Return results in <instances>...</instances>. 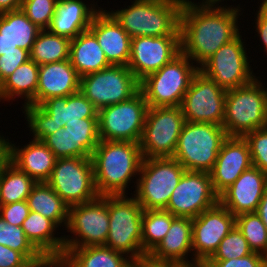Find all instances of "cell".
Returning <instances> with one entry per match:
<instances>
[{
  "label": "cell",
  "instance_id": "6da1fadb",
  "mask_svg": "<svg viewBox=\"0 0 267 267\" xmlns=\"http://www.w3.org/2000/svg\"><path fill=\"white\" fill-rule=\"evenodd\" d=\"M221 5L219 2L193 1L182 6L181 53L188 56L198 68L222 45L241 33L238 19L241 20L239 16H243L242 7L239 4L236 7Z\"/></svg>",
  "mask_w": 267,
  "mask_h": 267
},
{
  "label": "cell",
  "instance_id": "7a4b0ae2",
  "mask_svg": "<svg viewBox=\"0 0 267 267\" xmlns=\"http://www.w3.org/2000/svg\"><path fill=\"white\" fill-rule=\"evenodd\" d=\"M91 159L99 196L128 195L131 181L137 184L143 161L139 143L100 140Z\"/></svg>",
  "mask_w": 267,
  "mask_h": 267
},
{
  "label": "cell",
  "instance_id": "3957f363",
  "mask_svg": "<svg viewBox=\"0 0 267 267\" xmlns=\"http://www.w3.org/2000/svg\"><path fill=\"white\" fill-rule=\"evenodd\" d=\"M130 5L107 12L131 38L180 36L181 3L173 0H134Z\"/></svg>",
  "mask_w": 267,
  "mask_h": 267
},
{
  "label": "cell",
  "instance_id": "277c9868",
  "mask_svg": "<svg viewBox=\"0 0 267 267\" xmlns=\"http://www.w3.org/2000/svg\"><path fill=\"white\" fill-rule=\"evenodd\" d=\"M21 108L33 140L38 141H43L66 124L83 122V118H98V109L80 91L67 97L49 98L40 105Z\"/></svg>",
  "mask_w": 267,
  "mask_h": 267
},
{
  "label": "cell",
  "instance_id": "5b68a950",
  "mask_svg": "<svg viewBox=\"0 0 267 267\" xmlns=\"http://www.w3.org/2000/svg\"><path fill=\"white\" fill-rule=\"evenodd\" d=\"M260 76L247 85L227 90L222 127L227 136L243 137L267 127V87Z\"/></svg>",
  "mask_w": 267,
  "mask_h": 267
},
{
  "label": "cell",
  "instance_id": "8992f818",
  "mask_svg": "<svg viewBox=\"0 0 267 267\" xmlns=\"http://www.w3.org/2000/svg\"><path fill=\"white\" fill-rule=\"evenodd\" d=\"M220 125L185 121L172 158L186 171L210 172L227 138Z\"/></svg>",
  "mask_w": 267,
  "mask_h": 267
},
{
  "label": "cell",
  "instance_id": "52a82bcc",
  "mask_svg": "<svg viewBox=\"0 0 267 267\" xmlns=\"http://www.w3.org/2000/svg\"><path fill=\"white\" fill-rule=\"evenodd\" d=\"M199 68L186 55L180 53L160 70L140 81L139 89L148 107L181 106Z\"/></svg>",
  "mask_w": 267,
  "mask_h": 267
},
{
  "label": "cell",
  "instance_id": "ba28073f",
  "mask_svg": "<svg viewBox=\"0 0 267 267\" xmlns=\"http://www.w3.org/2000/svg\"><path fill=\"white\" fill-rule=\"evenodd\" d=\"M143 211L133 195H109V233L105 246L132 260L145 257L141 244Z\"/></svg>",
  "mask_w": 267,
  "mask_h": 267
},
{
  "label": "cell",
  "instance_id": "9c48e42d",
  "mask_svg": "<svg viewBox=\"0 0 267 267\" xmlns=\"http://www.w3.org/2000/svg\"><path fill=\"white\" fill-rule=\"evenodd\" d=\"M186 169L174 158H143L133 196L143 210L165 209Z\"/></svg>",
  "mask_w": 267,
  "mask_h": 267
},
{
  "label": "cell",
  "instance_id": "30bf717a",
  "mask_svg": "<svg viewBox=\"0 0 267 267\" xmlns=\"http://www.w3.org/2000/svg\"><path fill=\"white\" fill-rule=\"evenodd\" d=\"M64 249L105 245L109 233V195L69 207Z\"/></svg>",
  "mask_w": 267,
  "mask_h": 267
},
{
  "label": "cell",
  "instance_id": "8fae6325",
  "mask_svg": "<svg viewBox=\"0 0 267 267\" xmlns=\"http://www.w3.org/2000/svg\"><path fill=\"white\" fill-rule=\"evenodd\" d=\"M46 183L69 207L91 202L99 197L90 157L57 158Z\"/></svg>",
  "mask_w": 267,
  "mask_h": 267
},
{
  "label": "cell",
  "instance_id": "7c38bea8",
  "mask_svg": "<svg viewBox=\"0 0 267 267\" xmlns=\"http://www.w3.org/2000/svg\"><path fill=\"white\" fill-rule=\"evenodd\" d=\"M184 123L181 106L148 107L139 143L143 158L173 157Z\"/></svg>",
  "mask_w": 267,
  "mask_h": 267
},
{
  "label": "cell",
  "instance_id": "4fadbf2b",
  "mask_svg": "<svg viewBox=\"0 0 267 267\" xmlns=\"http://www.w3.org/2000/svg\"><path fill=\"white\" fill-rule=\"evenodd\" d=\"M148 104L139 90L126 101L98 110L100 140L140 143Z\"/></svg>",
  "mask_w": 267,
  "mask_h": 267
},
{
  "label": "cell",
  "instance_id": "5bb4252c",
  "mask_svg": "<svg viewBox=\"0 0 267 267\" xmlns=\"http://www.w3.org/2000/svg\"><path fill=\"white\" fill-rule=\"evenodd\" d=\"M245 45V38L243 41L240 33L222 45L199 70L226 91L249 84L257 76L250 65L252 59L247 56Z\"/></svg>",
  "mask_w": 267,
  "mask_h": 267
},
{
  "label": "cell",
  "instance_id": "9a60e30c",
  "mask_svg": "<svg viewBox=\"0 0 267 267\" xmlns=\"http://www.w3.org/2000/svg\"><path fill=\"white\" fill-rule=\"evenodd\" d=\"M139 86L128 66L110 65L81 77L79 91L99 110L130 99Z\"/></svg>",
  "mask_w": 267,
  "mask_h": 267
},
{
  "label": "cell",
  "instance_id": "2e32d148",
  "mask_svg": "<svg viewBox=\"0 0 267 267\" xmlns=\"http://www.w3.org/2000/svg\"><path fill=\"white\" fill-rule=\"evenodd\" d=\"M226 93V90L198 70L181 103L185 121L222 126Z\"/></svg>",
  "mask_w": 267,
  "mask_h": 267
},
{
  "label": "cell",
  "instance_id": "e0dca14e",
  "mask_svg": "<svg viewBox=\"0 0 267 267\" xmlns=\"http://www.w3.org/2000/svg\"><path fill=\"white\" fill-rule=\"evenodd\" d=\"M218 203L219 195L208 172L185 171L164 210L175 217L193 219Z\"/></svg>",
  "mask_w": 267,
  "mask_h": 267
},
{
  "label": "cell",
  "instance_id": "ac0fdd59",
  "mask_svg": "<svg viewBox=\"0 0 267 267\" xmlns=\"http://www.w3.org/2000/svg\"><path fill=\"white\" fill-rule=\"evenodd\" d=\"M236 225V216L220 203L192 219V253L202 266Z\"/></svg>",
  "mask_w": 267,
  "mask_h": 267
},
{
  "label": "cell",
  "instance_id": "d6986e66",
  "mask_svg": "<svg viewBox=\"0 0 267 267\" xmlns=\"http://www.w3.org/2000/svg\"><path fill=\"white\" fill-rule=\"evenodd\" d=\"M181 53L180 36L131 38L128 68L140 82Z\"/></svg>",
  "mask_w": 267,
  "mask_h": 267
},
{
  "label": "cell",
  "instance_id": "ffe728a7",
  "mask_svg": "<svg viewBox=\"0 0 267 267\" xmlns=\"http://www.w3.org/2000/svg\"><path fill=\"white\" fill-rule=\"evenodd\" d=\"M99 141L98 118H83V122L66 124L42 142L56 158H91Z\"/></svg>",
  "mask_w": 267,
  "mask_h": 267
},
{
  "label": "cell",
  "instance_id": "44dd1931",
  "mask_svg": "<svg viewBox=\"0 0 267 267\" xmlns=\"http://www.w3.org/2000/svg\"><path fill=\"white\" fill-rule=\"evenodd\" d=\"M251 166L250 149L244 137L228 136L221 145L213 169L209 172L214 191L220 195Z\"/></svg>",
  "mask_w": 267,
  "mask_h": 267
},
{
  "label": "cell",
  "instance_id": "7402d4cb",
  "mask_svg": "<svg viewBox=\"0 0 267 267\" xmlns=\"http://www.w3.org/2000/svg\"><path fill=\"white\" fill-rule=\"evenodd\" d=\"M266 185L267 173L251 166L219 195V203L234 216L256 212Z\"/></svg>",
  "mask_w": 267,
  "mask_h": 267
},
{
  "label": "cell",
  "instance_id": "603a6c76",
  "mask_svg": "<svg viewBox=\"0 0 267 267\" xmlns=\"http://www.w3.org/2000/svg\"><path fill=\"white\" fill-rule=\"evenodd\" d=\"M192 255V219L175 217L165 237L147 256L155 261L172 262L186 267L201 266Z\"/></svg>",
  "mask_w": 267,
  "mask_h": 267
},
{
  "label": "cell",
  "instance_id": "cb8c5ba5",
  "mask_svg": "<svg viewBox=\"0 0 267 267\" xmlns=\"http://www.w3.org/2000/svg\"><path fill=\"white\" fill-rule=\"evenodd\" d=\"M89 30L96 36L110 65L127 66L130 60L131 37L102 8L93 18Z\"/></svg>",
  "mask_w": 267,
  "mask_h": 267
},
{
  "label": "cell",
  "instance_id": "d4e9b609",
  "mask_svg": "<svg viewBox=\"0 0 267 267\" xmlns=\"http://www.w3.org/2000/svg\"><path fill=\"white\" fill-rule=\"evenodd\" d=\"M81 77L70 59L39 66L36 105L53 97H67L79 92Z\"/></svg>",
  "mask_w": 267,
  "mask_h": 267
},
{
  "label": "cell",
  "instance_id": "484cf974",
  "mask_svg": "<svg viewBox=\"0 0 267 267\" xmlns=\"http://www.w3.org/2000/svg\"><path fill=\"white\" fill-rule=\"evenodd\" d=\"M92 3L86 4L83 0H58L47 30L69 39L77 37L89 29L94 16L102 9L97 1L93 0Z\"/></svg>",
  "mask_w": 267,
  "mask_h": 267
},
{
  "label": "cell",
  "instance_id": "4316f807",
  "mask_svg": "<svg viewBox=\"0 0 267 267\" xmlns=\"http://www.w3.org/2000/svg\"><path fill=\"white\" fill-rule=\"evenodd\" d=\"M12 142L14 141L10 143V162L37 183L46 182L57 159L54 153L42 141L31 139L23 146Z\"/></svg>",
  "mask_w": 267,
  "mask_h": 267
},
{
  "label": "cell",
  "instance_id": "83f0119b",
  "mask_svg": "<svg viewBox=\"0 0 267 267\" xmlns=\"http://www.w3.org/2000/svg\"><path fill=\"white\" fill-rule=\"evenodd\" d=\"M41 29L21 10L0 14V56L6 52L24 49L30 53Z\"/></svg>",
  "mask_w": 267,
  "mask_h": 267
},
{
  "label": "cell",
  "instance_id": "f1b7e54d",
  "mask_svg": "<svg viewBox=\"0 0 267 267\" xmlns=\"http://www.w3.org/2000/svg\"><path fill=\"white\" fill-rule=\"evenodd\" d=\"M22 229L28 240L44 257H63L64 237H59V232L56 234L59 226L54 221L30 211L23 221Z\"/></svg>",
  "mask_w": 267,
  "mask_h": 267
},
{
  "label": "cell",
  "instance_id": "f546056e",
  "mask_svg": "<svg viewBox=\"0 0 267 267\" xmlns=\"http://www.w3.org/2000/svg\"><path fill=\"white\" fill-rule=\"evenodd\" d=\"M38 75L39 65L31 59L21 64L0 84V102L22 98V106L36 105Z\"/></svg>",
  "mask_w": 267,
  "mask_h": 267
},
{
  "label": "cell",
  "instance_id": "4dcf8cb0",
  "mask_svg": "<svg viewBox=\"0 0 267 267\" xmlns=\"http://www.w3.org/2000/svg\"><path fill=\"white\" fill-rule=\"evenodd\" d=\"M69 59L80 77L110 66L96 36L89 29L71 39Z\"/></svg>",
  "mask_w": 267,
  "mask_h": 267
},
{
  "label": "cell",
  "instance_id": "1f68e13d",
  "mask_svg": "<svg viewBox=\"0 0 267 267\" xmlns=\"http://www.w3.org/2000/svg\"><path fill=\"white\" fill-rule=\"evenodd\" d=\"M70 267H131L132 259L105 245L64 249Z\"/></svg>",
  "mask_w": 267,
  "mask_h": 267
},
{
  "label": "cell",
  "instance_id": "d6a6232c",
  "mask_svg": "<svg viewBox=\"0 0 267 267\" xmlns=\"http://www.w3.org/2000/svg\"><path fill=\"white\" fill-rule=\"evenodd\" d=\"M26 201L30 211L37 212L54 221L59 227L66 228L69 205L46 182H38Z\"/></svg>",
  "mask_w": 267,
  "mask_h": 267
},
{
  "label": "cell",
  "instance_id": "836d02e7",
  "mask_svg": "<svg viewBox=\"0 0 267 267\" xmlns=\"http://www.w3.org/2000/svg\"><path fill=\"white\" fill-rule=\"evenodd\" d=\"M71 39L41 30L30 51V59L37 65L59 62L70 58Z\"/></svg>",
  "mask_w": 267,
  "mask_h": 267
},
{
  "label": "cell",
  "instance_id": "e575fe53",
  "mask_svg": "<svg viewBox=\"0 0 267 267\" xmlns=\"http://www.w3.org/2000/svg\"><path fill=\"white\" fill-rule=\"evenodd\" d=\"M37 182L9 162L0 172V204L26 201Z\"/></svg>",
  "mask_w": 267,
  "mask_h": 267
},
{
  "label": "cell",
  "instance_id": "d590c367",
  "mask_svg": "<svg viewBox=\"0 0 267 267\" xmlns=\"http://www.w3.org/2000/svg\"><path fill=\"white\" fill-rule=\"evenodd\" d=\"M175 218L164 209L144 210L142 217V250L147 256L165 237Z\"/></svg>",
  "mask_w": 267,
  "mask_h": 267
},
{
  "label": "cell",
  "instance_id": "8d00e7d4",
  "mask_svg": "<svg viewBox=\"0 0 267 267\" xmlns=\"http://www.w3.org/2000/svg\"><path fill=\"white\" fill-rule=\"evenodd\" d=\"M0 244L20 252L31 264L38 263L45 258L28 240L22 226L9 224L1 216Z\"/></svg>",
  "mask_w": 267,
  "mask_h": 267
},
{
  "label": "cell",
  "instance_id": "74e56055",
  "mask_svg": "<svg viewBox=\"0 0 267 267\" xmlns=\"http://www.w3.org/2000/svg\"><path fill=\"white\" fill-rule=\"evenodd\" d=\"M236 226L247 240L250 249L267 257V228L256 212L237 215Z\"/></svg>",
  "mask_w": 267,
  "mask_h": 267
},
{
  "label": "cell",
  "instance_id": "f35d334b",
  "mask_svg": "<svg viewBox=\"0 0 267 267\" xmlns=\"http://www.w3.org/2000/svg\"><path fill=\"white\" fill-rule=\"evenodd\" d=\"M252 253L253 251L250 249L247 240L235 225L208 260H229L241 258Z\"/></svg>",
  "mask_w": 267,
  "mask_h": 267
},
{
  "label": "cell",
  "instance_id": "ab89813d",
  "mask_svg": "<svg viewBox=\"0 0 267 267\" xmlns=\"http://www.w3.org/2000/svg\"><path fill=\"white\" fill-rule=\"evenodd\" d=\"M58 0H22L21 10L41 30H47Z\"/></svg>",
  "mask_w": 267,
  "mask_h": 267
},
{
  "label": "cell",
  "instance_id": "60d3db41",
  "mask_svg": "<svg viewBox=\"0 0 267 267\" xmlns=\"http://www.w3.org/2000/svg\"><path fill=\"white\" fill-rule=\"evenodd\" d=\"M243 137L249 145L252 166L267 173V127L248 132Z\"/></svg>",
  "mask_w": 267,
  "mask_h": 267
},
{
  "label": "cell",
  "instance_id": "b9f144b4",
  "mask_svg": "<svg viewBox=\"0 0 267 267\" xmlns=\"http://www.w3.org/2000/svg\"><path fill=\"white\" fill-rule=\"evenodd\" d=\"M203 267H267V257L253 252L241 258L229 260H207Z\"/></svg>",
  "mask_w": 267,
  "mask_h": 267
},
{
  "label": "cell",
  "instance_id": "7bdbcfd3",
  "mask_svg": "<svg viewBox=\"0 0 267 267\" xmlns=\"http://www.w3.org/2000/svg\"><path fill=\"white\" fill-rule=\"evenodd\" d=\"M30 59L28 51L18 48V51L6 52L0 56V84L10 76L17 67Z\"/></svg>",
  "mask_w": 267,
  "mask_h": 267
},
{
  "label": "cell",
  "instance_id": "ee69618b",
  "mask_svg": "<svg viewBox=\"0 0 267 267\" xmlns=\"http://www.w3.org/2000/svg\"><path fill=\"white\" fill-rule=\"evenodd\" d=\"M30 209L27 201H20L10 204H0V216L7 223L22 226L23 221L28 217Z\"/></svg>",
  "mask_w": 267,
  "mask_h": 267
},
{
  "label": "cell",
  "instance_id": "f6af8a7d",
  "mask_svg": "<svg viewBox=\"0 0 267 267\" xmlns=\"http://www.w3.org/2000/svg\"><path fill=\"white\" fill-rule=\"evenodd\" d=\"M31 265L20 252L0 244V267H31Z\"/></svg>",
  "mask_w": 267,
  "mask_h": 267
},
{
  "label": "cell",
  "instance_id": "bcb514c9",
  "mask_svg": "<svg viewBox=\"0 0 267 267\" xmlns=\"http://www.w3.org/2000/svg\"><path fill=\"white\" fill-rule=\"evenodd\" d=\"M258 10L255 12V25L253 26L259 36V41L261 40L262 46H264V51H267V3L258 2Z\"/></svg>",
  "mask_w": 267,
  "mask_h": 267
},
{
  "label": "cell",
  "instance_id": "7dc6e473",
  "mask_svg": "<svg viewBox=\"0 0 267 267\" xmlns=\"http://www.w3.org/2000/svg\"><path fill=\"white\" fill-rule=\"evenodd\" d=\"M131 267H186L172 262L155 261L148 256L132 260Z\"/></svg>",
  "mask_w": 267,
  "mask_h": 267
},
{
  "label": "cell",
  "instance_id": "c3c4849f",
  "mask_svg": "<svg viewBox=\"0 0 267 267\" xmlns=\"http://www.w3.org/2000/svg\"><path fill=\"white\" fill-rule=\"evenodd\" d=\"M0 133V172L10 162V141L8 136Z\"/></svg>",
  "mask_w": 267,
  "mask_h": 267
},
{
  "label": "cell",
  "instance_id": "681fc988",
  "mask_svg": "<svg viewBox=\"0 0 267 267\" xmlns=\"http://www.w3.org/2000/svg\"><path fill=\"white\" fill-rule=\"evenodd\" d=\"M31 267H70L63 257H45L42 261L32 264Z\"/></svg>",
  "mask_w": 267,
  "mask_h": 267
},
{
  "label": "cell",
  "instance_id": "f907efd6",
  "mask_svg": "<svg viewBox=\"0 0 267 267\" xmlns=\"http://www.w3.org/2000/svg\"><path fill=\"white\" fill-rule=\"evenodd\" d=\"M256 214L261 218L262 222L267 228V185L264 189L263 196L257 207Z\"/></svg>",
  "mask_w": 267,
  "mask_h": 267
},
{
  "label": "cell",
  "instance_id": "816d5d0a",
  "mask_svg": "<svg viewBox=\"0 0 267 267\" xmlns=\"http://www.w3.org/2000/svg\"><path fill=\"white\" fill-rule=\"evenodd\" d=\"M22 0H0V14L21 9Z\"/></svg>",
  "mask_w": 267,
  "mask_h": 267
},
{
  "label": "cell",
  "instance_id": "f5cc1de1",
  "mask_svg": "<svg viewBox=\"0 0 267 267\" xmlns=\"http://www.w3.org/2000/svg\"><path fill=\"white\" fill-rule=\"evenodd\" d=\"M201 1V3H208V2H219L222 3V1L224 2V0H199Z\"/></svg>",
  "mask_w": 267,
  "mask_h": 267
},
{
  "label": "cell",
  "instance_id": "db71d44e",
  "mask_svg": "<svg viewBox=\"0 0 267 267\" xmlns=\"http://www.w3.org/2000/svg\"><path fill=\"white\" fill-rule=\"evenodd\" d=\"M173 1H177L181 3L182 5L192 3V0H173Z\"/></svg>",
  "mask_w": 267,
  "mask_h": 267
},
{
  "label": "cell",
  "instance_id": "11a10c76",
  "mask_svg": "<svg viewBox=\"0 0 267 267\" xmlns=\"http://www.w3.org/2000/svg\"><path fill=\"white\" fill-rule=\"evenodd\" d=\"M261 3H267V0H260Z\"/></svg>",
  "mask_w": 267,
  "mask_h": 267
}]
</instances>
